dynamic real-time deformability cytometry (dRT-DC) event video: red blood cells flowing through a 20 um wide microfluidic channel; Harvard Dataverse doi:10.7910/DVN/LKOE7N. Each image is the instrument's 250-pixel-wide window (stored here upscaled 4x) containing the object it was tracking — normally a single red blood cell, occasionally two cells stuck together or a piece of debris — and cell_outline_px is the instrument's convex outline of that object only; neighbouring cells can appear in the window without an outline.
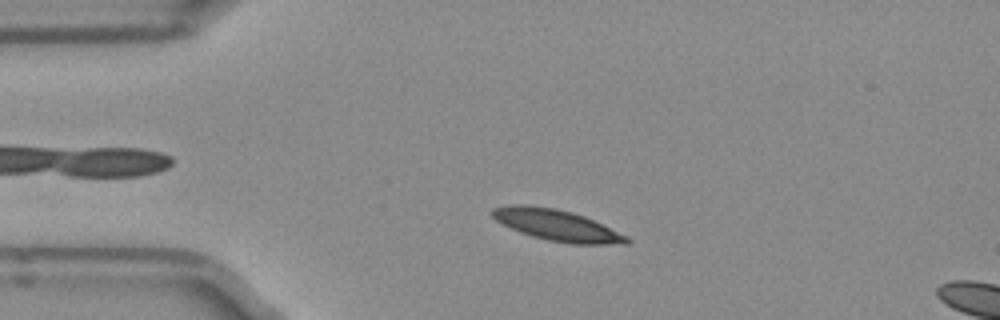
{"species": "Egyptian fruit bat (a non-hibernating species)", "species_latin": "Rousettus aegyptiacus", "temperature_condition": "room temperature", "stored_images_in_passage": 11, "camera_frame_rate_fps": 3000, "um_per_image_px": 0.085, "frame": {"image": 1, "passage_image": 7, "time_ms": 2.0, "image_size_px": [1000, 320], "cell_outline_px": [[632, 240], [628, 244], [572, 244], [548, 240], [532, 236], [520, 232], [496, 220], [492, 216], [492, 208], [508, 204], [524, 204], [556, 208], [572, 212], [584, 216], [628, 236]], "centroid_in_image_um": [47.34, 19.14], "position_along_channel_um": 37.7, "area_um2": 24.39}}